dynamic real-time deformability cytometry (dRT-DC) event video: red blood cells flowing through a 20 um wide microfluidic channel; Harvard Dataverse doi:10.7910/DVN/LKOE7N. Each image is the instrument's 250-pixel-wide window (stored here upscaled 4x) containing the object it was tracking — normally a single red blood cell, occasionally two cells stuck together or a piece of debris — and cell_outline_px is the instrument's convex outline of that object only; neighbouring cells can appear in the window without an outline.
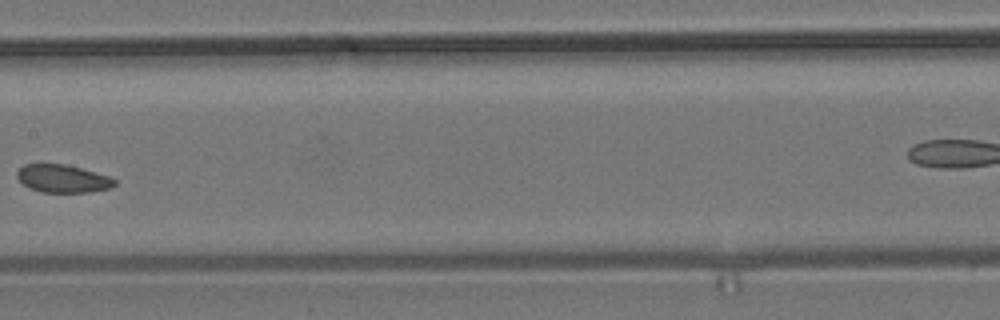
{"species": "common noctule bat (a hibernating species)", "species_latin": "Nyctalus noctula", "temperature_condition": "room temperature", "stored_images_in_passage": 11, "segment_of_instrument_passage": [1, 2], "camera_frame_rate_fps": 3000, "um_per_image_px": 0.085, "animal": {"sex": "male", "body_mass_g": 19.2, "forearm_length_mm": 51.8}, "frame": {"image": 1, "passage_image": 10, "time_ms": 11.333, "image_size_px": [1000, 320], "cell_outline_px": [[116, 184], [112, 188], [88, 192], [40, 192], [28, 188], [16, 176], [16, 172], [24, 164], [64, 164], [80, 168], [108, 176], [116, 180]], "centroid_in_image_um": [5.32, 15.19], "position_along_channel_um": 202.1, "area_um2": 15.78}}